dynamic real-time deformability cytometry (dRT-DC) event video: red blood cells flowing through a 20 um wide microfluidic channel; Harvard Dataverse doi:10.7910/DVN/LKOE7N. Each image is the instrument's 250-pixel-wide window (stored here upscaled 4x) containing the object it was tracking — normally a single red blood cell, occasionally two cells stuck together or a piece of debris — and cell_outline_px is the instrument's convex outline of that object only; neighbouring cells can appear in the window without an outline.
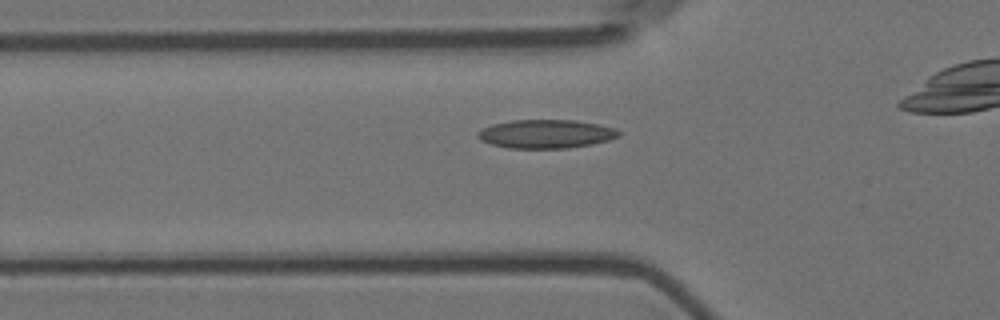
{"species": "Egyptian fruit bat (a non-hibernating species)", "species_latin": "Rousettus aegyptiacus", "temperature_condition": "room temperature", "stored_images_in_passage": 36, "camera_frame_rate_fps": 3000, "um_per_image_px": 0.085, "animal": {"sex": "female"}, "frame": {"image": 1, "passage_image": 9, "time_ms": 2.667, "image_size_px": [1000, 320], "cell_outline_px": [[620, 136], [608, 140], [592, 144], [568, 148], [508, 148], [492, 144], [480, 140], [476, 136], [476, 132], [480, 128], [492, 124], [512, 120], [576, 120], [600, 124], [616, 128], [620, 132]], "centroid_in_image_um": [46.39, 11.37], "position_along_channel_um": 79.4, "area_um2": 23.76}}
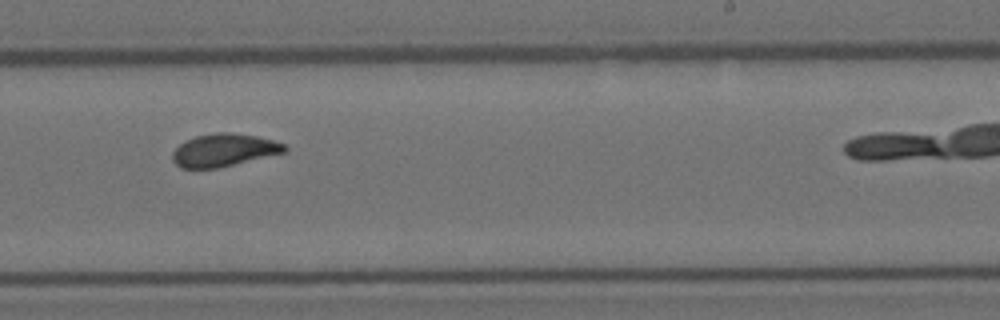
{"frame": {"image": 2, "passage_image": 25, "time_ms": 8.0, "image_size_px": [1000, 320], "cell_outline_px": [[288, 152], [220, 168], [180, 168], [172, 160], [172, 152], [180, 144], [196, 136], [216, 132], [232, 132], [256, 136], [272, 140], [284, 144], [288, 148]], "centroid_in_image_um": [19.07, 12.77], "position_along_channel_um": 269.9, "area_um2": 21.56}}
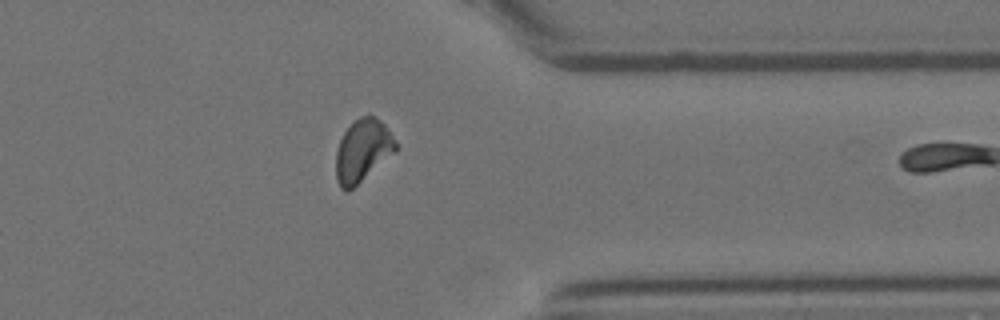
{"frame": {"image": 3, "passage_image": 35, "time_ms": 11.333, "image_size_px": [1000, 320], "cell_outline_px": [[396, 152], [348, 192], [344, 192], [340, 188], [336, 180], [336, 152], [340, 140], [344, 132], [360, 116], [372, 116], [380, 120], [384, 124], [392, 136], [396, 144]], "centroid_in_image_um": [30.81, 12.85], "position_along_channel_um": 380.6, "area_um2": 21.56}}